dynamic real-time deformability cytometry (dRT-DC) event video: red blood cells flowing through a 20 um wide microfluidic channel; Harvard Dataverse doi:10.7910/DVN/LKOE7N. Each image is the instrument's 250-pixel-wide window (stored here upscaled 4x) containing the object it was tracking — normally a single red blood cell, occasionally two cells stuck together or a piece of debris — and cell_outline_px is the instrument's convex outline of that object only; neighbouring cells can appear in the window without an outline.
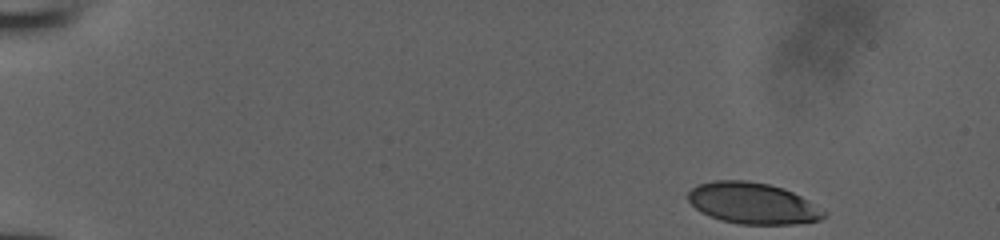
{"species": "human", "species_latin": "Homo sapiens", "temperature_condition": "room temperature", "stored_images_in_passage": 46, "camera_frame_rate_fps": 3000, "um_per_image_px": 0.085, "donor": {"sex": "male"}, "frame": {"image": 1, "passage_image": 1, "time_ms": 0.0, "image_size_px": [1000, 240], "cell_outline_px": [[828, 216], [820, 220], [796, 224], [740, 224], [720, 220], [700, 212], [684, 196], [696, 184], [712, 180], [744, 180], [768, 184], [784, 188], [808, 200], [828, 212]], "centroid_in_image_um": [63.97, 17.28], "position_along_channel_um": 21.0, "area_um2": 33.0}}
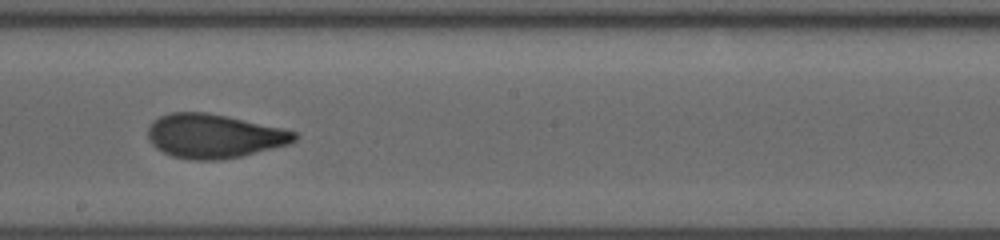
{"frame": {"image": 2, "passage_image": 26, "time_ms": 8.333, "image_size_px": [1000, 240], "cell_outline_px": [[296, 140], [288, 144], [240, 156], [220, 160], [192, 160], [172, 156], [156, 148], [152, 144], [148, 136], [148, 128], [152, 120], [160, 116], [172, 112], [208, 112], [228, 116], [284, 128], [296, 132]], "centroid_in_image_um": [18.17, 11.55], "position_along_channel_um": 230.0, "area_um2": 37.57}}
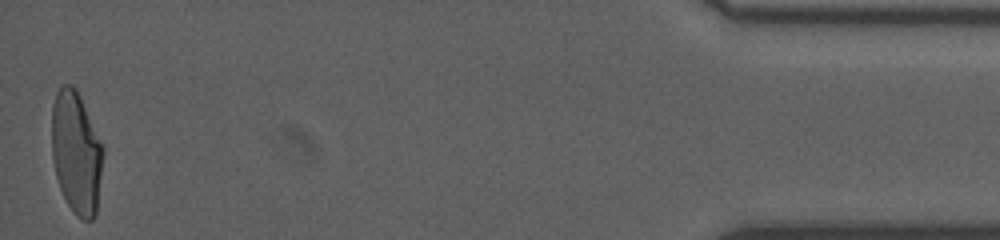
{"frame": {"image": 3, "passage_image": 46, "time_ms": 15.0, "image_size_px": [1000, 240], "cell_outline_px": [[104, 152], [96, 212], [92, 220], [84, 220], [76, 216], [68, 204], [60, 188], [56, 176], [52, 156], [52, 104], [56, 92], [60, 84], [72, 84], [76, 88], [80, 96], [104, 148]], "centroid_in_image_um": [6.47, 12.94], "position_along_channel_um": 428.7, "area_um2": 36.65}}